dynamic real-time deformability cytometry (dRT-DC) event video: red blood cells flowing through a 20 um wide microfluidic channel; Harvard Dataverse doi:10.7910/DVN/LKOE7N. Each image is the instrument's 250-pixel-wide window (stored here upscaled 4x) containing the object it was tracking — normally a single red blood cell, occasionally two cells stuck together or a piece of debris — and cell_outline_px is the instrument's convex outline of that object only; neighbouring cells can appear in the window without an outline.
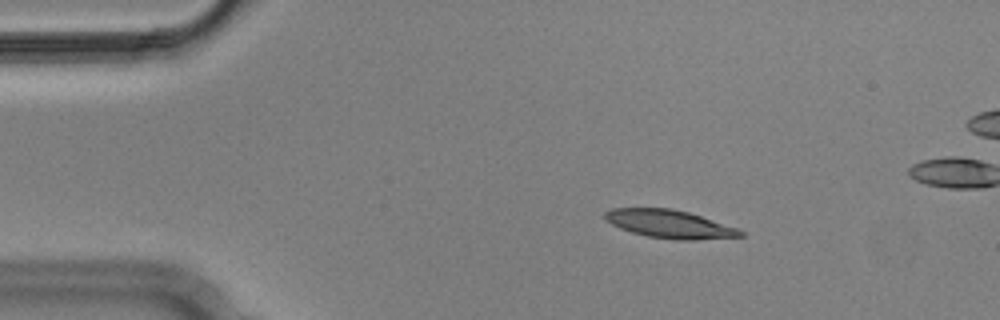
{"species": "Egyptian fruit bat (a non-hibernating species)", "species_latin": "Rousettus aegyptiacus", "temperature_condition": "cold", "stored_images_in_passage": 5, "camera_frame_rate_fps": 3000, "um_per_image_px": 0.085, "animal": {"sex": "male"}, "frame": {"image": 1, "passage_image": 2, "time_ms": 0.333, "image_size_px": [1000, 320], "cell_outline_px": [[744, 236], [696, 240], [676, 240], [648, 236], [632, 232], [620, 228], [604, 220], [604, 212], [612, 208], [672, 208], [688, 212], [740, 228], [744, 232]], "centroid_in_image_um": [56.94, 19.04], "position_along_channel_um": 28.1, "area_um2": 22.37}}